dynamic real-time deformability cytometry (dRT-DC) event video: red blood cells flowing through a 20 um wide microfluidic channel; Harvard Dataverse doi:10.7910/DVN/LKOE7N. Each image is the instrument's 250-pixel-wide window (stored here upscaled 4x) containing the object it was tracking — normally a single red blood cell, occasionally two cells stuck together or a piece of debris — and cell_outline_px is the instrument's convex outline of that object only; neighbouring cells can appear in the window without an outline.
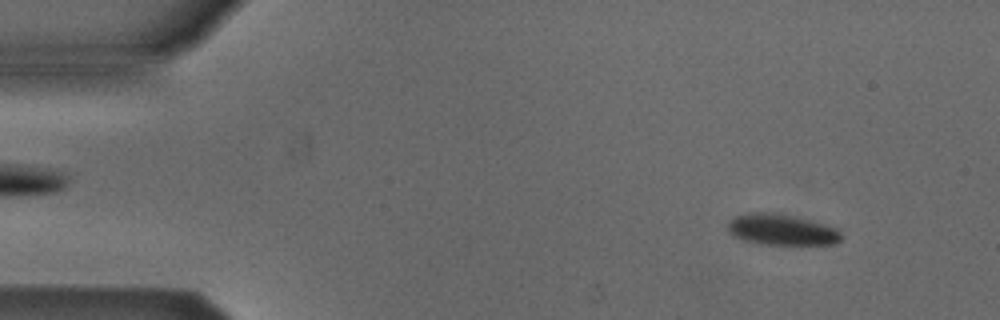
{"species": "Egyptian fruit bat (a non-hibernating species)", "species_latin": "Rousettus aegyptiacus", "temperature_condition": "cold", "stored_images_in_passage": 52, "camera_frame_rate_fps": 3000, "um_per_image_px": 0.085, "animal": {"sex": "male"}, "frame": {"image": 1, "passage_image": 5, "time_ms": 1.333, "image_size_px": [1000, 320], "cell_outline_px": [[840, 240], [836, 244], [760, 244], [740, 240], [732, 236], [728, 232], [728, 220], [736, 216], [748, 212], [760, 212], [792, 216], [824, 224], [836, 228], [840, 232]], "centroid_in_image_um": [66.36, 19.54], "position_along_channel_um": 18.6, "area_um2": 20.35}}
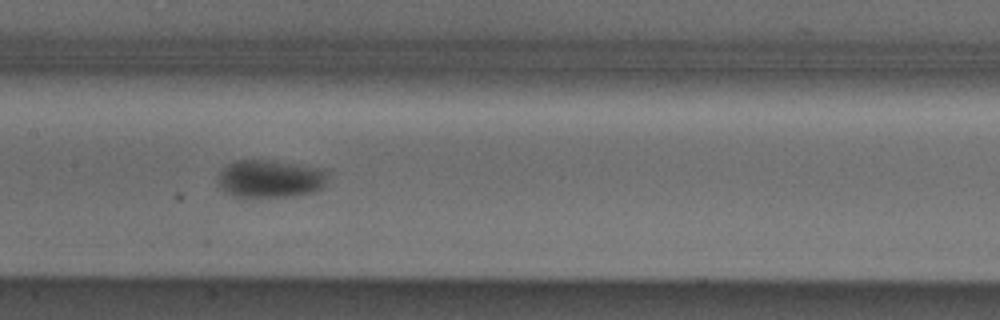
{"frame": {"image": 2, "passage_image": 25, "time_ms": 8.0, "image_size_px": [1000, 320], "cell_outline_px": [[328, 172], [324, 184], [316, 192], [296, 196], [232, 196], [220, 188], [220, 172], [228, 164], [236, 160], [264, 160], [320, 168]], "centroid_in_image_um": [22.98, 15.2], "position_along_channel_um": 184.4, "area_um2": 23.7}}
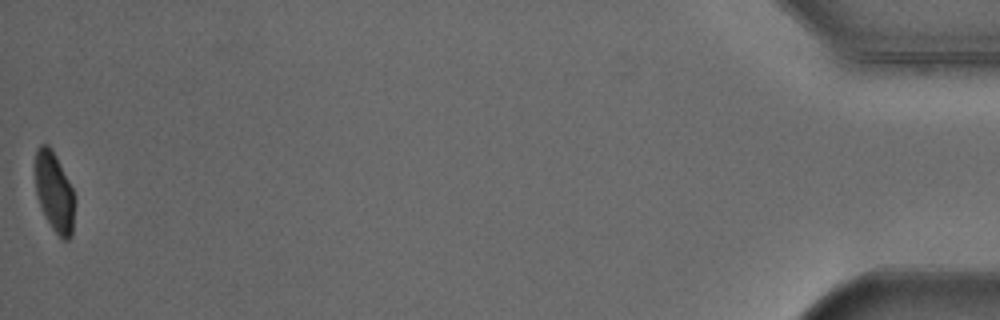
{"frame": {"image": 3, "passage_image": 52, "time_ms": 17.0, "image_size_px": [1000, 320], "cell_outline_px": [[72, 236], [68, 240], [60, 240], [44, 216], [36, 192], [36, 152], [40, 144], [48, 144], [52, 148], [72, 188]], "centroid_in_image_um": [4.59, 16.34], "position_along_channel_um": 430.6, "area_um2": 17.8}}